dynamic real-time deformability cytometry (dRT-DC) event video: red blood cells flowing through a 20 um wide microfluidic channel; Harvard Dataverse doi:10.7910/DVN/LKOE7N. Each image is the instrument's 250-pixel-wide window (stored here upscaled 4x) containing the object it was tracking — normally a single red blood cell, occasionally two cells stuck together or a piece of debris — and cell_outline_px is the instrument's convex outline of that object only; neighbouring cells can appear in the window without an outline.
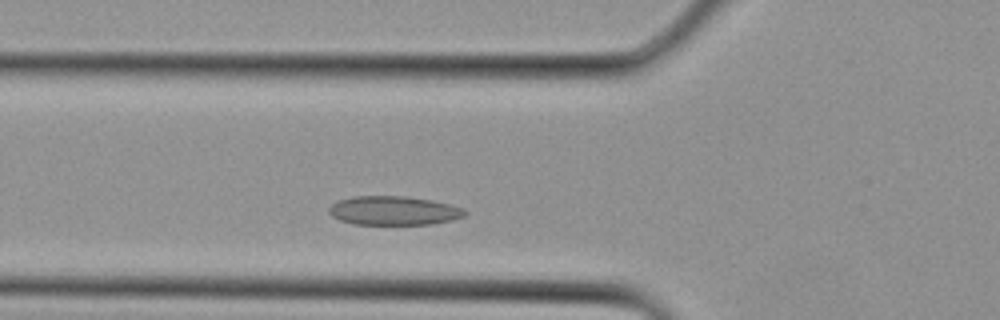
{"species": "Egyptian fruit bat (a non-hibernating species)", "species_latin": "Rousettus aegyptiacus", "temperature_condition": "cold", "stored_images_in_passage": 22, "camera_frame_rate_fps": 3000, "um_per_image_px": 0.085, "animal": {"sex": "female"}, "frame": {"image": 1, "passage_image": 2, "time_ms": 0.333, "image_size_px": [1000, 320], "cell_outline_px": [[468, 212], [464, 216], [452, 220], [432, 224], [352, 224], [340, 220], [332, 216], [328, 212], [328, 208], [332, 204], [340, 200], [352, 196], [408, 196], [432, 200], [464, 208]], "centroid_in_image_um": [33.47, 17.9], "position_along_channel_um": 92.3, "area_um2": 23.0}}
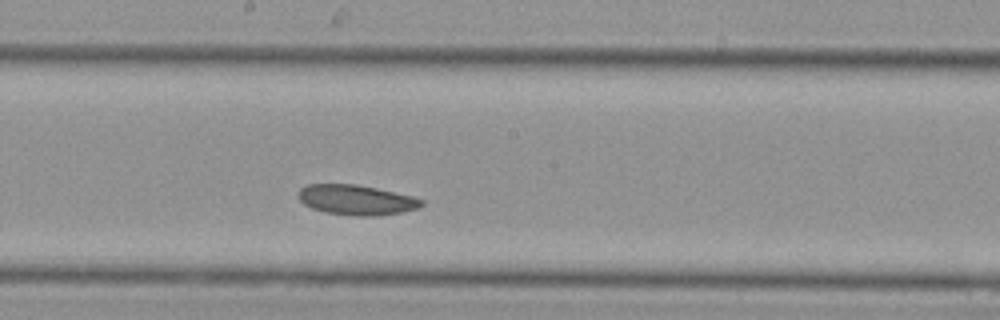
{"frame": {"image": 2, "passage_image": 8, "time_ms": 2.333, "image_size_px": [1000, 320], "cell_outline_px": [[424, 204], [420, 208], [380, 216], [356, 216], [324, 212], [312, 208], [304, 204], [296, 196], [296, 192], [300, 188], [308, 184], [356, 184], [376, 188], [412, 196], [424, 200]], "centroid_in_image_um": [30.27, 16.99], "position_along_channel_um": 217.9, "area_um2": 21.79}}
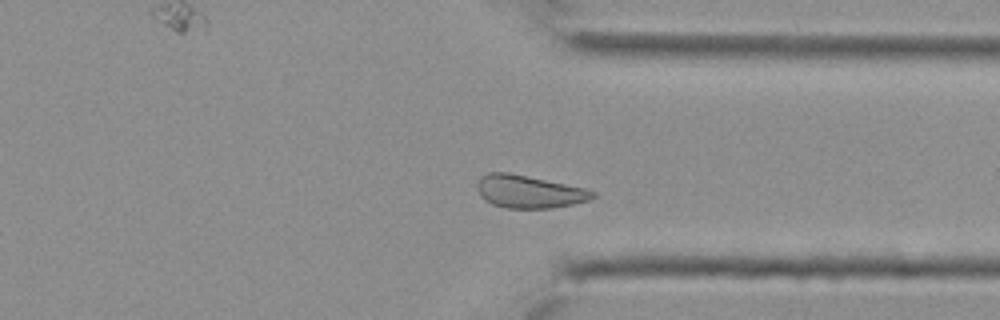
{"frame": {"image": 3, "passage_image": 15, "time_ms": 4.667, "image_size_px": [1000, 320], "cell_outline_px": [[596, 196], [588, 200], [572, 204], [552, 208], [508, 208], [492, 204], [484, 200], [480, 196], [476, 188], [476, 184], [480, 176], [488, 172], [508, 172], [584, 188], [596, 192]], "centroid_in_image_um": [44.91, 16.28], "position_along_channel_um": 366.5, "area_um2": 22.02}}